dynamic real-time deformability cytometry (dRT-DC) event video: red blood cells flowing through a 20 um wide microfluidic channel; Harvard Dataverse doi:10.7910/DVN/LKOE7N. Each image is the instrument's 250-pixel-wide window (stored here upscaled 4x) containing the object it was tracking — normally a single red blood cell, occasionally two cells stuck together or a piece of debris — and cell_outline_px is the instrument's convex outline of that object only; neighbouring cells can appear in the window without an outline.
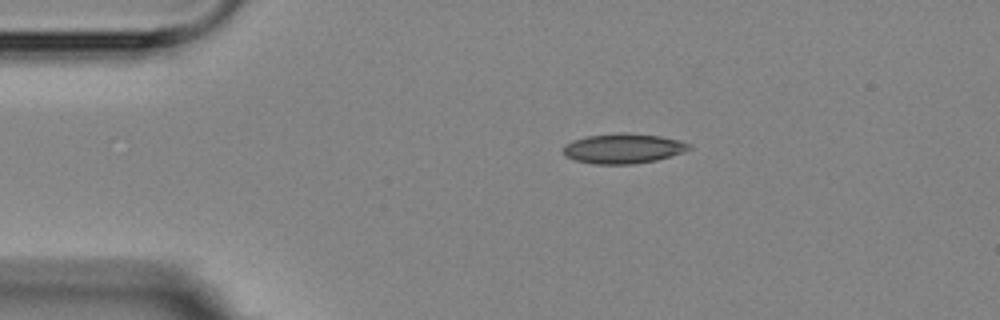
{"species": "Egyptian fruit bat (a non-hibernating species)", "species_latin": "Rousettus aegyptiacus", "temperature_condition": "room temperature", "stored_images_in_passage": 10, "camera_frame_rate_fps": 3000, "um_per_image_px": 0.085, "animal": {"sex": "female"}, "frame": {"image": 1, "passage_image": 1, "time_ms": 0.0, "image_size_px": [1000, 320], "cell_outline_px": [[692, 148], [684, 152], [656, 160], [632, 164], [596, 164], [576, 160], [564, 156], [564, 144], [572, 140], [588, 136], [620, 132], [628, 132], [660, 136], [680, 140], [688, 144]], "centroid_in_image_um": [52.97, 12.61], "position_along_channel_um": 32.0, "area_um2": 21.96}}
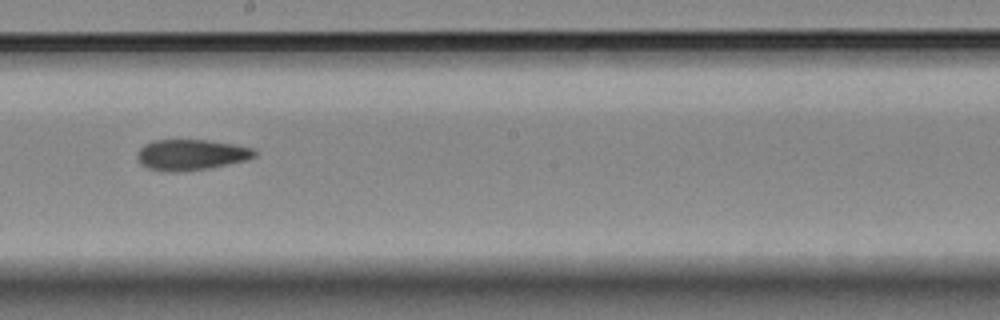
{"frame": {"image": 2, "passage_image": 6, "time_ms": 6.667, "image_size_px": [1000, 320], "cell_outline_px": [[256, 156], [248, 160], [208, 168], [176, 172], [168, 172], [148, 168], [140, 164], [136, 156], [136, 152], [144, 144], [152, 140], [208, 140], [236, 144], [252, 148], [256, 152]], "centroid_in_image_um": [16.22, 13.15], "position_along_channel_um": 232.0, "area_um2": 21.21}}
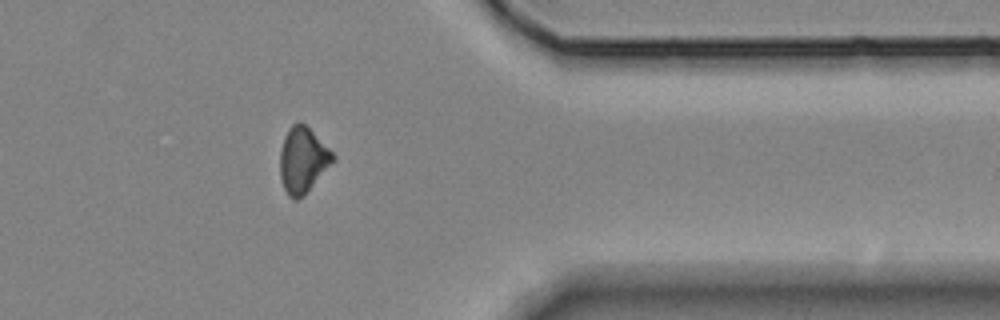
{"frame": {"image": 3, "passage_image": 10, "time_ms": 11.333, "image_size_px": [1000, 320], "cell_outline_px": [[336, 160], [304, 196], [296, 200], [292, 200], [288, 196], [284, 188], [280, 176], [280, 152], [284, 136], [288, 128], [292, 124], [300, 120], [336, 156]], "centroid_in_image_um": [25.73, 13.63], "position_along_channel_um": 385.7, "area_um2": 20.35}, "authors_computed_cell_mechanics": {"area_um2": 21.2126, "velocity_mm_per_s": 3.6131, "shape_relaxation_time_tau1_ms": 6.4932, "shape_relaxation_time_tau2_ms": 4.3233, "deformation_change_tau1": 0.1117, "deformation_change_tau2": 0.1133}}